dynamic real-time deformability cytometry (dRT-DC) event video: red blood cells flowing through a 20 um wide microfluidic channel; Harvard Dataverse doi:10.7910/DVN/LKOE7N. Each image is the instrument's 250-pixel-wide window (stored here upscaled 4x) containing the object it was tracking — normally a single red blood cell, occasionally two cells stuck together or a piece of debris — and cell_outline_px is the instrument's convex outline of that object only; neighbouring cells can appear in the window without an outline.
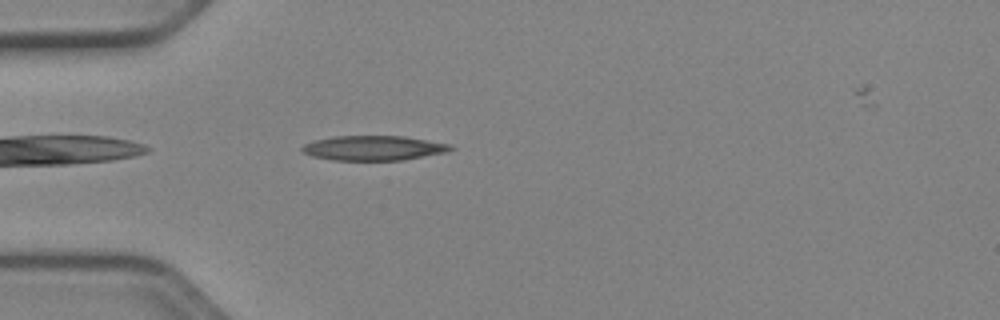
{"species": "Egyptian fruit bat (a non-hibernating species)", "species_latin": "Rousettus aegyptiacus", "temperature_condition": "cold", "stored_images_in_passage": 40, "camera_frame_rate_fps": 3000, "um_per_image_px": 0.085, "animal": {"sex": "female"}, "frame": {"image": 1, "passage_image": 3, "time_ms": 0.667, "image_size_px": [1000, 320], "cell_outline_px": [[456, 148], [448, 152], [404, 160], [332, 160], [312, 156], [304, 152], [300, 148], [304, 144], [316, 140], [332, 136], [404, 136], [448, 144]], "centroid_in_image_um": [31.76, 12.58], "position_along_channel_um": 53.2, "area_um2": 21.39}}
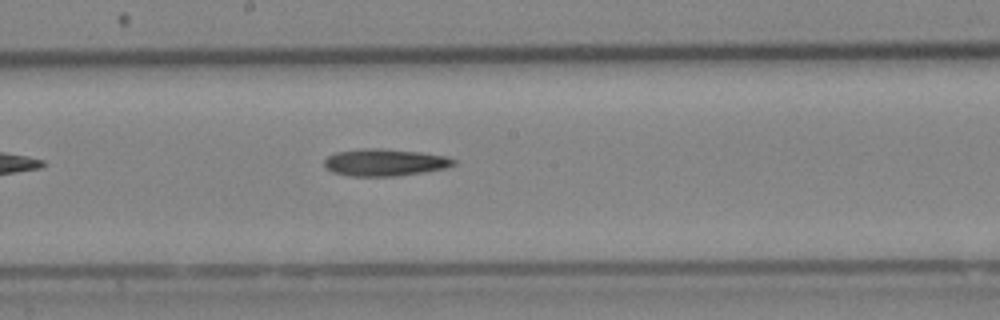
{"frame": {"image": 2, "passage_image": 16, "time_ms": 5.0, "image_size_px": [1000, 320], "cell_outline_px": [[456, 164], [448, 168], [424, 172], [396, 176], [348, 176], [332, 172], [324, 168], [324, 160], [328, 156], [336, 152], [360, 148], [380, 148], [420, 152], [448, 156], [456, 160]], "centroid_in_image_um": [32.71, 13.8], "position_along_channel_um": 215.5, "area_um2": 20.75}}
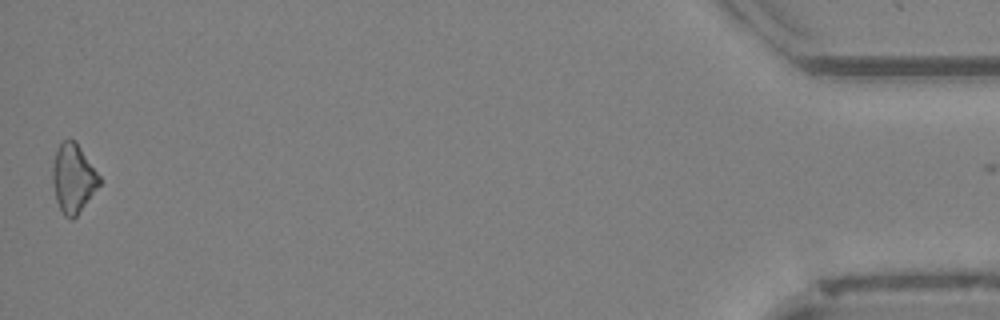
{"frame": {"image": 3, "passage_image": 39, "time_ms": 12.667, "image_size_px": [1000, 320], "cell_outline_px": [[100, 184], [76, 216], [72, 220], [64, 216], [56, 200], [52, 180], [52, 164], [56, 152], [60, 144], [64, 140], [76, 140], [100, 176]], "centroid_in_image_um": [6.21, 15.15], "position_along_channel_um": 429.0, "area_um2": 18.61}}